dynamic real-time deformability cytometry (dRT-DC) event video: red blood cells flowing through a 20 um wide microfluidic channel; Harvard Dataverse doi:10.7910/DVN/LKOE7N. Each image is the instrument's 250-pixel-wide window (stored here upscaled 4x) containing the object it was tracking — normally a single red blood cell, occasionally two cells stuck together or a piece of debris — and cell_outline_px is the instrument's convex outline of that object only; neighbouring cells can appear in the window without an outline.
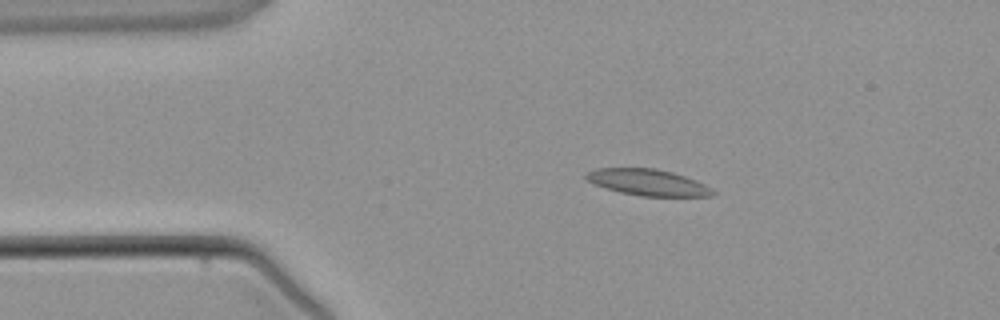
{"species": "common noctule bat (a hibernating species)", "species_latin": "Nyctalus noctula", "temperature_condition": "warm", "stored_images_in_passage": 4, "camera_frame_rate_fps": 3000, "um_per_image_px": 0.085, "animal": {"sex": "male", "body_mass_g": 21.5, "forearm_length_mm": 52.0}, "frame": {"image": 1, "passage_image": 3, "time_ms": 2.333, "image_size_px": [1000, 320], "cell_outline_px": [[716, 192], [712, 196], [640, 196], [620, 192], [596, 184], [588, 180], [584, 176], [584, 172], [596, 168], [656, 168], [672, 172], [696, 180], [712, 188]], "centroid_in_image_um": [55.07, 15.49], "position_along_channel_um": 29.9, "area_um2": 19.36}}